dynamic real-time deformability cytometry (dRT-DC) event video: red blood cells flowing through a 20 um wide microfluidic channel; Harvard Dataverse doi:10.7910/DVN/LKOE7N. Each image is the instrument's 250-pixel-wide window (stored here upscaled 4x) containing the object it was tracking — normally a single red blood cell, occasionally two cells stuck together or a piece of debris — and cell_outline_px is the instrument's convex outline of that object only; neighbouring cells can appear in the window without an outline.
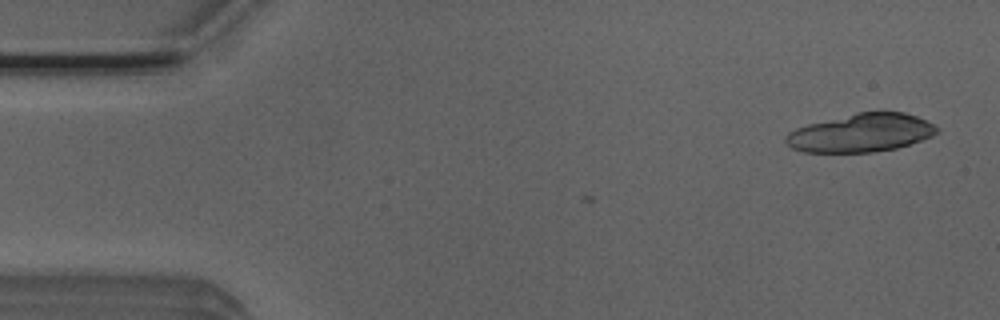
{"species": "Egyptian fruit bat (a non-hibernating species)", "species_latin": "Rousettus aegyptiacus", "temperature_condition": "room temperature", "stored_images_in_passage": 6, "camera_frame_rate_fps": 3000, "um_per_image_px": 0.085, "animal": {"sex": "male"}, "frame": {"image": 1, "passage_image": 1, "time_ms": 0.0, "image_size_px": [1000, 320], "cell_outline_px": [[940, 132], [932, 136], [896, 148], [872, 152], [804, 152], [792, 148], [784, 140], [784, 136], [788, 132], [796, 128], [808, 124], [856, 112], [904, 112], [916, 116], [940, 128]], "centroid_in_image_um": [73.17, 11.29], "position_along_channel_um": 11.8, "area_um2": 33.58}}